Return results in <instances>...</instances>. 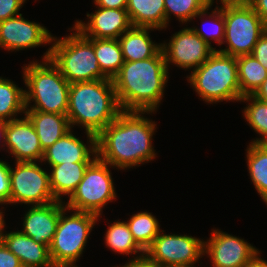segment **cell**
Returning <instances> with one entry per match:
<instances>
[{"label": "cell", "mask_w": 267, "mask_h": 267, "mask_svg": "<svg viewBox=\"0 0 267 267\" xmlns=\"http://www.w3.org/2000/svg\"><path fill=\"white\" fill-rule=\"evenodd\" d=\"M187 76L194 91L210 104L239 101L240 92L237 57L215 51L200 67Z\"/></svg>", "instance_id": "5"}, {"label": "cell", "mask_w": 267, "mask_h": 267, "mask_svg": "<svg viewBox=\"0 0 267 267\" xmlns=\"http://www.w3.org/2000/svg\"><path fill=\"white\" fill-rule=\"evenodd\" d=\"M162 49L149 59L125 61L112 79L122 111L156 112L169 72Z\"/></svg>", "instance_id": "2"}, {"label": "cell", "mask_w": 267, "mask_h": 267, "mask_svg": "<svg viewBox=\"0 0 267 267\" xmlns=\"http://www.w3.org/2000/svg\"><path fill=\"white\" fill-rule=\"evenodd\" d=\"M30 207L23 217L21 232L35 242L50 246L60 213L66 208L64 202L54 201L49 204Z\"/></svg>", "instance_id": "18"}, {"label": "cell", "mask_w": 267, "mask_h": 267, "mask_svg": "<svg viewBox=\"0 0 267 267\" xmlns=\"http://www.w3.org/2000/svg\"><path fill=\"white\" fill-rule=\"evenodd\" d=\"M53 35L40 25L26 20L22 14L0 22V47L19 51L52 43Z\"/></svg>", "instance_id": "14"}, {"label": "cell", "mask_w": 267, "mask_h": 267, "mask_svg": "<svg viewBox=\"0 0 267 267\" xmlns=\"http://www.w3.org/2000/svg\"><path fill=\"white\" fill-rule=\"evenodd\" d=\"M223 15L225 35L222 44H227V47L217 51L233 57L251 55L267 25L251 5L223 6Z\"/></svg>", "instance_id": "9"}, {"label": "cell", "mask_w": 267, "mask_h": 267, "mask_svg": "<svg viewBox=\"0 0 267 267\" xmlns=\"http://www.w3.org/2000/svg\"><path fill=\"white\" fill-rule=\"evenodd\" d=\"M170 267H194V266H184V265H179V266H170Z\"/></svg>", "instance_id": "45"}, {"label": "cell", "mask_w": 267, "mask_h": 267, "mask_svg": "<svg viewBox=\"0 0 267 267\" xmlns=\"http://www.w3.org/2000/svg\"><path fill=\"white\" fill-rule=\"evenodd\" d=\"M26 0H0V22L20 15V9Z\"/></svg>", "instance_id": "34"}, {"label": "cell", "mask_w": 267, "mask_h": 267, "mask_svg": "<svg viewBox=\"0 0 267 267\" xmlns=\"http://www.w3.org/2000/svg\"><path fill=\"white\" fill-rule=\"evenodd\" d=\"M167 68L177 67L195 70L217 50L198 36L191 27L183 28L171 36L169 43H161Z\"/></svg>", "instance_id": "12"}, {"label": "cell", "mask_w": 267, "mask_h": 267, "mask_svg": "<svg viewBox=\"0 0 267 267\" xmlns=\"http://www.w3.org/2000/svg\"><path fill=\"white\" fill-rule=\"evenodd\" d=\"M212 0H164L166 27L173 14L179 22H191L195 17L204 18L207 16V7Z\"/></svg>", "instance_id": "30"}, {"label": "cell", "mask_w": 267, "mask_h": 267, "mask_svg": "<svg viewBox=\"0 0 267 267\" xmlns=\"http://www.w3.org/2000/svg\"><path fill=\"white\" fill-rule=\"evenodd\" d=\"M106 246L118 254H138V257L145 255V251L136 243L131 231L125 221H114L108 226L105 233Z\"/></svg>", "instance_id": "27"}, {"label": "cell", "mask_w": 267, "mask_h": 267, "mask_svg": "<svg viewBox=\"0 0 267 267\" xmlns=\"http://www.w3.org/2000/svg\"><path fill=\"white\" fill-rule=\"evenodd\" d=\"M162 230L145 254L161 267L194 266L204 255V240L189 235L163 234Z\"/></svg>", "instance_id": "11"}, {"label": "cell", "mask_w": 267, "mask_h": 267, "mask_svg": "<svg viewBox=\"0 0 267 267\" xmlns=\"http://www.w3.org/2000/svg\"><path fill=\"white\" fill-rule=\"evenodd\" d=\"M136 243L146 251L161 232L160 225L150 212H138L126 221Z\"/></svg>", "instance_id": "29"}, {"label": "cell", "mask_w": 267, "mask_h": 267, "mask_svg": "<svg viewBox=\"0 0 267 267\" xmlns=\"http://www.w3.org/2000/svg\"><path fill=\"white\" fill-rule=\"evenodd\" d=\"M70 211L65 208L59 217L53 241L49 246L51 261L55 267L77 266L76 261L82 256L88 237L99 217L92 213ZM67 215V216H65Z\"/></svg>", "instance_id": "7"}, {"label": "cell", "mask_w": 267, "mask_h": 267, "mask_svg": "<svg viewBox=\"0 0 267 267\" xmlns=\"http://www.w3.org/2000/svg\"><path fill=\"white\" fill-rule=\"evenodd\" d=\"M25 115L32 122L43 150L53 145L71 129L66 114L25 110Z\"/></svg>", "instance_id": "20"}, {"label": "cell", "mask_w": 267, "mask_h": 267, "mask_svg": "<svg viewBox=\"0 0 267 267\" xmlns=\"http://www.w3.org/2000/svg\"><path fill=\"white\" fill-rule=\"evenodd\" d=\"M246 153L250 179L267 204V143L250 142Z\"/></svg>", "instance_id": "24"}, {"label": "cell", "mask_w": 267, "mask_h": 267, "mask_svg": "<svg viewBox=\"0 0 267 267\" xmlns=\"http://www.w3.org/2000/svg\"><path fill=\"white\" fill-rule=\"evenodd\" d=\"M258 252L244 267H267V261L263 260Z\"/></svg>", "instance_id": "41"}, {"label": "cell", "mask_w": 267, "mask_h": 267, "mask_svg": "<svg viewBox=\"0 0 267 267\" xmlns=\"http://www.w3.org/2000/svg\"><path fill=\"white\" fill-rule=\"evenodd\" d=\"M72 132L71 128L53 145L45 149L41 163L60 165L63 163L92 162L97 157L96 135L85 132L88 138L87 143H89L87 146Z\"/></svg>", "instance_id": "17"}, {"label": "cell", "mask_w": 267, "mask_h": 267, "mask_svg": "<svg viewBox=\"0 0 267 267\" xmlns=\"http://www.w3.org/2000/svg\"><path fill=\"white\" fill-rule=\"evenodd\" d=\"M153 112L122 111L96 136L97 157L116 169H130L155 159Z\"/></svg>", "instance_id": "1"}, {"label": "cell", "mask_w": 267, "mask_h": 267, "mask_svg": "<svg viewBox=\"0 0 267 267\" xmlns=\"http://www.w3.org/2000/svg\"><path fill=\"white\" fill-rule=\"evenodd\" d=\"M152 30L157 29L132 26L118 38L125 61L149 59L161 50V44L154 43L149 36Z\"/></svg>", "instance_id": "21"}, {"label": "cell", "mask_w": 267, "mask_h": 267, "mask_svg": "<svg viewBox=\"0 0 267 267\" xmlns=\"http://www.w3.org/2000/svg\"><path fill=\"white\" fill-rule=\"evenodd\" d=\"M2 209H0V240H1V235H2V230L3 227H5V221H4V212L1 211Z\"/></svg>", "instance_id": "44"}, {"label": "cell", "mask_w": 267, "mask_h": 267, "mask_svg": "<svg viewBox=\"0 0 267 267\" xmlns=\"http://www.w3.org/2000/svg\"><path fill=\"white\" fill-rule=\"evenodd\" d=\"M1 242L20 259L23 267H55L49 254V246L35 242L20 230L4 233Z\"/></svg>", "instance_id": "19"}, {"label": "cell", "mask_w": 267, "mask_h": 267, "mask_svg": "<svg viewBox=\"0 0 267 267\" xmlns=\"http://www.w3.org/2000/svg\"><path fill=\"white\" fill-rule=\"evenodd\" d=\"M10 165L11 194L7 204L45 205L57 201L50 189L49 173L36 162Z\"/></svg>", "instance_id": "10"}, {"label": "cell", "mask_w": 267, "mask_h": 267, "mask_svg": "<svg viewBox=\"0 0 267 267\" xmlns=\"http://www.w3.org/2000/svg\"><path fill=\"white\" fill-rule=\"evenodd\" d=\"M0 267H23L20 259L16 257L1 241Z\"/></svg>", "instance_id": "36"}, {"label": "cell", "mask_w": 267, "mask_h": 267, "mask_svg": "<svg viewBox=\"0 0 267 267\" xmlns=\"http://www.w3.org/2000/svg\"><path fill=\"white\" fill-rule=\"evenodd\" d=\"M98 8L87 13L88 23L76 20L74 27L87 38L118 39L133 25L126 9Z\"/></svg>", "instance_id": "16"}, {"label": "cell", "mask_w": 267, "mask_h": 267, "mask_svg": "<svg viewBox=\"0 0 267 267\" xmlns=\"http://www.w3.org/2000/svg\"><path fill=\"white\" fill-rule=\"evenodd\" d=\"M258 252L257 248L237 236L213 229L204 241V255L213 267H244Z\"/></svg>", "instance_id": "13"}, {"label": "cell", "mask_w": 267, "mask_h": 267, "mask_svg": "<svg viewBox=\"0 0 267 267\" xmlns=\"http://www.w3.org/2000/svg\"><path fill=\"white\" fill-rule=\"evenodd\" d=\"M251 55L267 70V30L255 44Z\"/></svg>", "instance_id": "35"}, {"label": "cell", "mask_w": 267, "mask_h": 267, "mask_svg": "<svg viewBox=\"0 0 267 267\" xmlns=\"http://www.w3.org/2000/svg\"><path fill=\"white\" fill-rule=\"evenodd\" d=\"M213 2L207 7V14L209 15V20L212 21V25L209 28L210 32L207 30H202V28L192 27L193 31L200 36L204 41L208 42L210 45L212 44L211 40L217 42L218 45H222L225 35V20L223 15V6L215 7V9L208 12L211 9ZM209 25V24H208ZM207 31V32H206Z\"/></svg>", "instance_id": "32"}, {"label": "cell", "mask_w": 267, "mask_h": 267, "mask_svg": "<svg viewBox=\"0 0 267 267\" xmlns=\"http://www.w3.org/2000/svg\"><path fill=\"white\" fill-rule=\"evenodd\" d=\"M121 112L112 79L70 84L66 115L71 128L82 126L97 136Z\"/></svg>", "instance_id": "3"}, {"label": "cell", "mask_w": 267, "mask_h": 267, "mask_svg": "<svg viewBox=\"0 0 267 267\" xmlns=\"http://www.w3.org/2000/svg\"><path fill=\"white\" fill-rule=\"evenodd\" d=\"M128 0H94L97 7L113 8V9H126Z\"/></svg>", "instance_id": "38"}, {"label": "cell", "mask_w": 267, "mask_h": 267, "mask_svg": "<svg viewBox=\"0 0 267 267\" xmlns=\"http://www.w3.org/2000/svg\"><path fill=\"white\" fill-rule=\"evenodd\" d=\"M50 54L51 48H48L42 62L35 60L23 67V80L28 88L24 90L25 110L66 114L70 83L51 61ZM31 101L34 105H31Z\"/></svg>", "instance_id": "4"}, {"label": "cell", "mask_w": 267, "mask_h": 267, "mask_svg": "<svg viewBox=\"0 0 267 267\" xmlns=\"http://www.w3.org/2000/svg\"><path fill=\"white\" fill-rule=\"evenodd\" d=\"M126 10L134 27L166 28L164 0H128Z\"/></svg>", "instance_id": "23"}, {"label": "cell", "mask_w": 267, "mask_h": 267, "mask_svg": "<svg viewBox=\"0 0 267 267\" xmlns=\"http://www.w3.org/2000/svg\"><path fill=\"white\" fill-rule=\"evenodd\" d=\"M75 32L57 39L53 36L50 59L61 75L71 84L74 82L109 79L100 70L94 45L74 26Z\"/></svg>", "instance_id": "6"}, {"label": "cell", "mask_w": 267, "mask_h": 267, "mask_svg": "<svg viewBox=\"0 0 267 267\" xmlns=\"http://www.w3.org/2000/svg\"><path fill=\"white\" fill-rule=\"evenodd\" d=\"M25 114V92L13 81L0 77V119L11 121Z\"/></svg>", "instance_id": "28"}, {"label": "cell", "mask_w": 267, "mask_h": 267, "mask_svg": "<svg viewBox=\"0 0 267 267\" xmlns=\"http://www.w3.org/2000/svg\"><path fill=\"white\" fill-rule=\"evenodd\" d=\"M247 102L248 105L243 109V116L250 127L261 135L252 143H267V102L255 98L253 95L243 96L239 102Z\"/></svg>", "instance_id": "31"}, {"label": "cell", "mask_w": 267, "mask_h": 267, "mask_svg": "<svg viewBox=\"0 0 267 267\" xmlns=\"http://www.w3.org/2000/svg\"><path fill=\"white\" fill-rule=\"evenodd\" d=\"M94 45L95 56L101 72L109 79H113L125 63L118 39L88 38Z\"/></svg>", "instance_id": "25"}, {"label": "cell", "mask_w": 267, "mask_h": 267, "mask_svg": "<svg viewBox=\"0 0 267 267\" xmlns=\"http://www.w3.org/2000/svg\"><path fill=\"white\" fill-rule=\"evenodd\" d=\"M0 159V203L6 205L10 201V164Z\"/></svg>", "instance_id": "33"}, {"label": "cell", "mask_w": 267, "mask_h": 267, "mask_svg": "<svg viewBox=\"0 0 267 267\" xmlns=\"http://www.w3.org/2000/svg\"><path fill=\"white\" fill-rule=\"evenodd\" d=\"M91 162L63 163L60 165H49L50 189L57 201H62V195L70 197L83 179L85 170Z\"/></svg>", "instance_id": "22"}, {"label": "cell", "mask_w": 267, "mask_h": 267, "mask_svg": "<svg viewBox=\"0 0 267 267\" xmlns=\"http://www.w3.org/2000/svg\"><path fill=\"white\" fill-rule=\"evenodd\" d=\"M116 267V266H114ZM118 267V266H117ZM121 267H161L156 262L151 260L146 254L141 257H134L128 260L125 265H122Z\"/></svg>", "instance_id": "37"}, {"label": "cell", "mask_w": 267, "mask_h": 267, "mask_svg": "<svg viewBox=\"0 0 267 267\" xmlns=\"http://www.w3.org/2000/svg\"><path fill=\"white\" fill-rule=\"evenodd\" d=\"M254 0H220L221 6L227 5H251ZM213 3L214 0H212Z\"/></svg>", "instance_id": "42"}, {"label": "cell", "mask_w": 267, "mask_h": 267, "mask_svg": "<svg viewBox=\"0 0 267 267\" xmlns=\"http://www.w3.org/2000/svg\"><path fill=\"white\" fill-rule=\"evenodd\" d=\"M110 164L96 157L85 170L83 179L69 197L65 207L101 217L102 209L116 199Z\"/></svg>", "instance_id": "8"}, {"label": "cell", "mask_w": 267, "mask_h": 267, "mask_svg": "<svg viewBox=\"0 0 267 267\" xmlns=\"http://www.w3.org/2000/svg\"><path fill=\"white\" fill-rule=\"evenodd\" d=\"M8 121L6 142L8 153L14 156L16 162H41L44 150L30 119L23 115Z\"/></svg>", "instance_id": "15"}, {"label": "cell", "mask_w": 267, "mask_h": 267, "mask_svg": "<svg viewBox=\"0 0 267 267\" xmlns=\"http://www.w3.org/2000/svg\"><path fill=\"white\" fill-rule=\"evenodd\" d=\"M253 96L261 101L267 102V78L261 84V86L256 90Z\"/></svg>", "instance_id": "40"}, {"label": "cell", "mask_w": 267, "mask_h": 267, "mask_svg": "<svg viewBox=\"0 0 267 267\" xmlns=\"http://www.w3.org/2000/svg\"><path fill=\"white\" fill-rule=\"evenodd\" d=\"M251 6L267 25V0H254Z\"/></svg>", "instance_id": "39"}, {"label": "cell", "mask_w": 267, "mask_h": 267, "mask_svg": "<svg viewBox=\"0 0 267 267\" xmlns=\"http://www.w3.org/2000/svg\"><path fill=\"white\" fill-rule=\"evenodd\" d=\"M7 125H8V121L0 119V138H1L0 140H2L0 141V143L4 142L2 143V147L3 146L5 147Z\"/></svg>", "instance_id": "43"}, {"label": "cell", "mask_w": 267, "mask_h": 267, "mask_svg": "<svg viewBox=\"0 0 267 267\" xmlns=\"http://www.w3.org/2000/svg\"><path fill=\"white\" fill-rule=\"evenodd\" d=\"M237 72L242 96L253 95L267 78V70L252 55L237 57Z\"/></svg>", "instance_id": "26"}]
</instances>
